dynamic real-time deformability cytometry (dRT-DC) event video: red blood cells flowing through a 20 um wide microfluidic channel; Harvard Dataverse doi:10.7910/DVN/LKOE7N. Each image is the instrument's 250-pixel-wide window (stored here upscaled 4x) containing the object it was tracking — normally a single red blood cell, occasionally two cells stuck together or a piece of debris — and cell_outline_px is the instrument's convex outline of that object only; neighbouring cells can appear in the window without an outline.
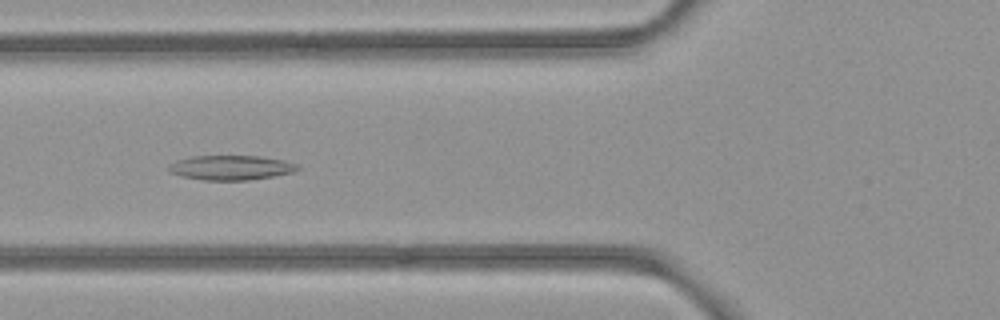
{"species": "common noctule bat (a hibernating species)", "species_latin": "Nyctalus noctula", "temperature_condition": "room temperature", "stored_images_in_passage": 38, "camera_frame_rate_fps": 3000, "um_per_image_px": 0.085, "animal": {"sex": "female", "body_mass_g": 21.9}, "frame": {"image": 1, "passage_image": 6, "time_ms": 1.667, "image_size_px": [1000, 320], "cell_outline_px": [[300, 168], [292, 172], [276, 176], [248, 180], [204, 180], [184, 176], [168, 172], [168, 164], [176, 160], [188, 156], [260, 156], [284, 160], [296, 164]], "centroid_in_image_um": [19.6, 14.24], "position_along_channel_um": 106.2, "area_um2": 18.55}}
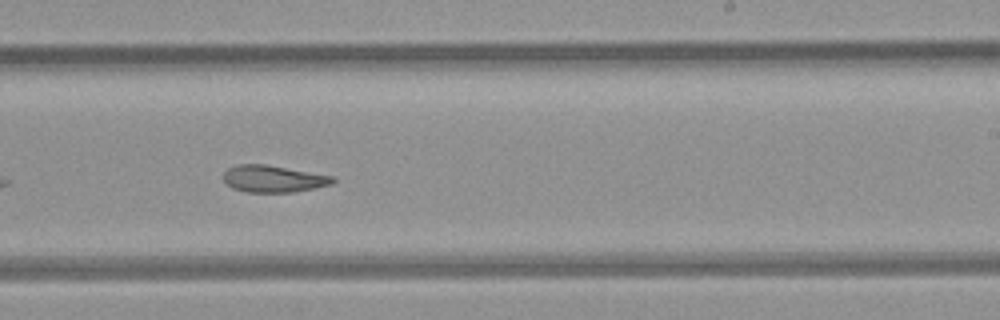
{"frame": {"image": 2, "passage_image": 18, "time_ms": 5.667, "image_size_px": [1000, 320], "cell_outline_px": [[336, 180], [332, 184], [292, 192], [244, 192], [232, 188], [224, 180], [224, 172], [228, 168], [236, 164], [264, 164], [336, 176]], "centroid_in_image_um": [23.24, 15.19], "position_along_channel_um": 265.8, "area_um2": 17.17}}
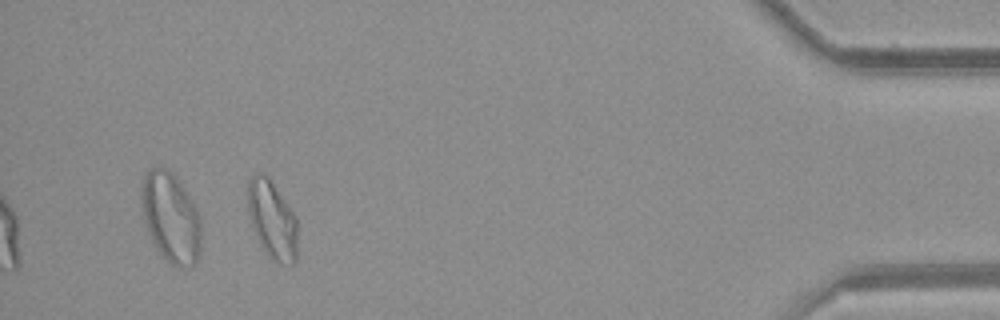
{"frame": {"image": 3, "passage_image": 34, "time_ms": 11.0, "image_size_px": [1000, 320], "cell_outline_px": [[296, 260], [292, 264], [280, 264], [260, 244], [252, 228], [248, 212], [248, 180], [252, 176], [260, 172], [268, 176], [296, 216]], "centroid_in_image_um": [23.12, 18.64], "position_along_channel_um": 412.1, "area_um2": 22.25}, "authors_computed_cell_mechanics": {"area_um2": 18.4382, "velocity_mm_per_s": 3.9864, "shape_relaxation_time_tau1_ms": null, "shape_relaxation_time_tau2_ms": 5.6061, "deformation_change_tau1": null, "deformation_change_tau2": 0.1404}}